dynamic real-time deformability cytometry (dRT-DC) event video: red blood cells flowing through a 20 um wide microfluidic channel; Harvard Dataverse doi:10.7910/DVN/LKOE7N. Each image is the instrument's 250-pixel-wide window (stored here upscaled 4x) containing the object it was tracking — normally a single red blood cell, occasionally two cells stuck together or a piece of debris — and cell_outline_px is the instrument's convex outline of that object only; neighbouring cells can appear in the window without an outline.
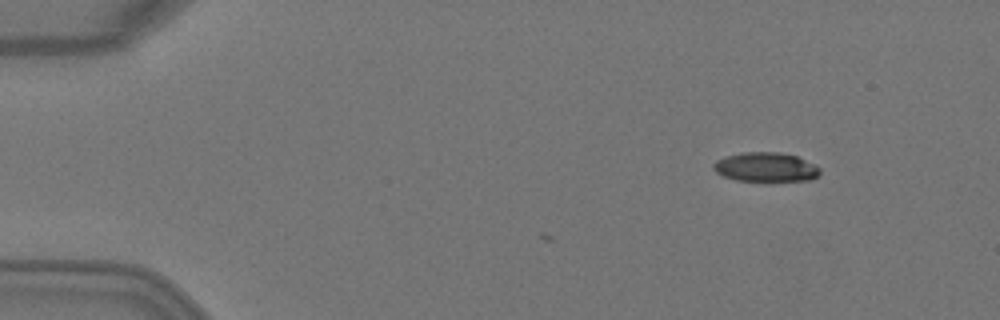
{"species": "Egyptian fruit bat (a non-hibernating species)", "species_latin": "Rousettus aegyptiacus", "temperature_condition": "warm", "stored_images_in_passage": 2, "camera_frame_rate_fps": 3000, "um_per_image_px": 0.085, "animal": {"sex": "female"}, "frame": {"image": 1, "passage_image": 2, "time_ms": 0.333, "image_size_px": [1000, 320], "cell_outline_px": [[820, 172], [812, 180], [736, 180], [724, 176], [716, 172], [712, 168], [712, 164], [716, 160], [724, 156], [740, 152], [780, 152], [796, 156], [820, 168]], "centroid_in_image_um": [65.03, 14.18], "position_along_channel_um": 20.0, "area_um2": 17.98}}